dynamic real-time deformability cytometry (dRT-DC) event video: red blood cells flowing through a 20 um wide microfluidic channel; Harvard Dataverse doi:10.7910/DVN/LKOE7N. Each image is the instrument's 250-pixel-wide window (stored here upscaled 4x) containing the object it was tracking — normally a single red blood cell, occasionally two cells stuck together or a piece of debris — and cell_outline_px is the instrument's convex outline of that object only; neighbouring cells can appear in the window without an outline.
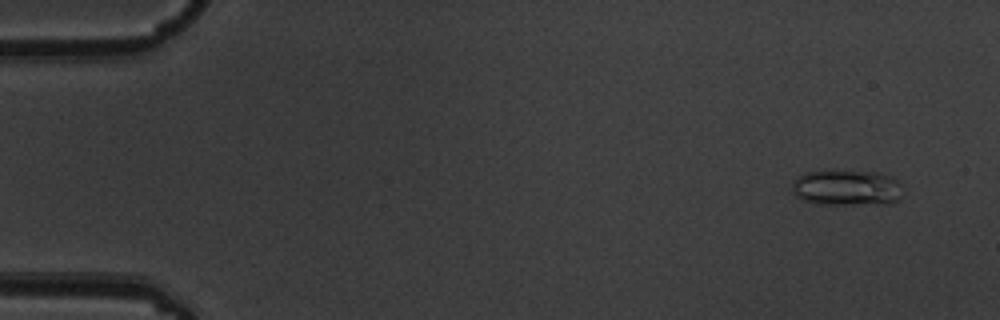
{"species": "common noctule bat (a hibernating species)", "species_latin": "Nyctalus noctula", "temperature_condition": "warm", "stored_images_in_passage": 7, "camera_frame_rate_fps": 3000, "um_per_image_px": 0.085, "animal": {"sex": "male", "body_mass_g": 19.5, "forearm_length_mm": 54.6}, "frame": {"image": 1, "passage_image": 1, "time_ms": 0.0, "image_size_px": [1000, 320], "cell_outline_px": [[900, 200], [892, 204], [816, 204], [804, 200], [796, 196], [792, 192], [792, 184], [804, 172], [832, 168], [876, 172], [892, 176], [900, 180]], "centroid_in_image_um": [71.99, 15.92], "position_along_channel_um": 13.0, "area_um2": 23.99}}
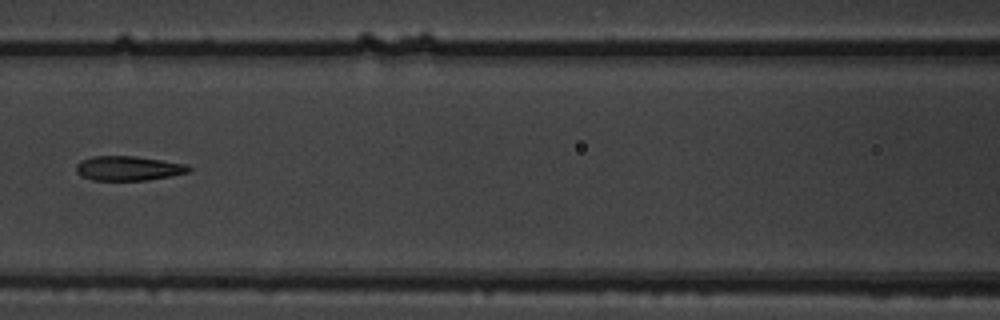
{"frame": {"image": 2, "passage_image": 6, "time_ms": 1.667, "image_size_px": [1000, 320], "cell_outline_px": [[192, 168], [188, 172], [172, 176], [148, 180], [92, 180], [80, 176], [76, 172], [76, 164], [80, 160], [92, 156], [136, 156], [188, 164]], "centroid_in_image_um": [10.9, 14.3], "position_along_channel_um": 155.7, "area_um2": 16.3}}
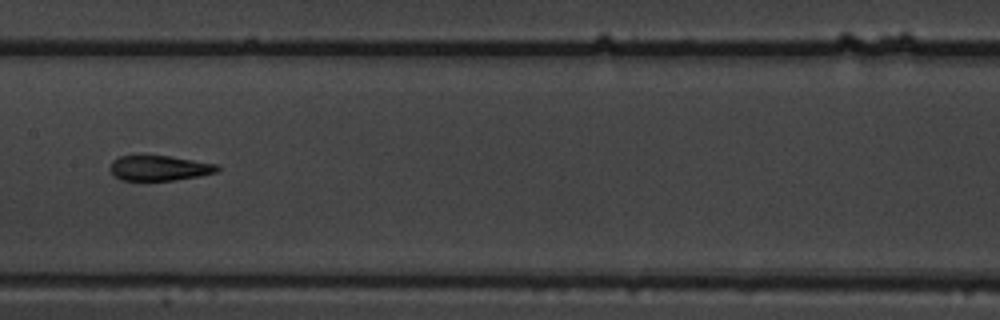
{"frame": {"image": 3, "passage_image": 7, "time_ms": 2.0, "image_size_px": [1000, 320], "cell_outline_px": [[220, 168], [216, 172], [200, 176], [176, 180], [120, 180], [108, 168], [112, 160], [120, 156], [168, 156], [216, 164]], "centroid_in_image_um": [13.52, 14.29], "position_along_channel_um": 193.9, "area_um2": 15.55}}